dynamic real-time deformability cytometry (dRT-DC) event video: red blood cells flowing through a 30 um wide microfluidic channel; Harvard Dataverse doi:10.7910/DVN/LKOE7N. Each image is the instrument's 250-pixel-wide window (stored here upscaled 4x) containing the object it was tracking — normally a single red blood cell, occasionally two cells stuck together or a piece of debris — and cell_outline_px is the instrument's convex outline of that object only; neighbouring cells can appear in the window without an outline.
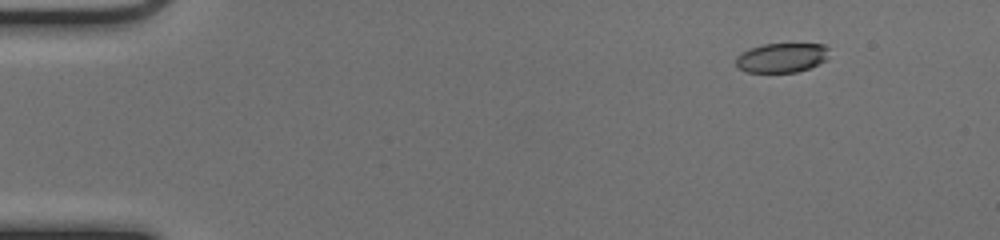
{"species": "common noctule bat (a hibernating species)", "species_latin": "Nyctalus noctula", "temperature_condition": "cold", "stored_images_in_passage": 14, "camera_frame_rate_fps": 3000, "um_per_image_px": 0.085, "animal": {"sex": "female", "body_mass_g": 17.0, "forearm_length_mm": 48.0}, "frame": {"image": 1, "passage_image": 2, "time_ms": 0.333, "image_size_px": [1000, 240], "cell_outline_px": [[828, 56], [824, 60], [808, 68], [796, 72], [744, 72], [736, 68], [736, 56], [748, 48], [764, 44], [824, 44], [828, 48]], "centroid_in_image_um": [66.38, 4.9], "position_along_channel_um": 18.6, "area_um2": 16.01}}